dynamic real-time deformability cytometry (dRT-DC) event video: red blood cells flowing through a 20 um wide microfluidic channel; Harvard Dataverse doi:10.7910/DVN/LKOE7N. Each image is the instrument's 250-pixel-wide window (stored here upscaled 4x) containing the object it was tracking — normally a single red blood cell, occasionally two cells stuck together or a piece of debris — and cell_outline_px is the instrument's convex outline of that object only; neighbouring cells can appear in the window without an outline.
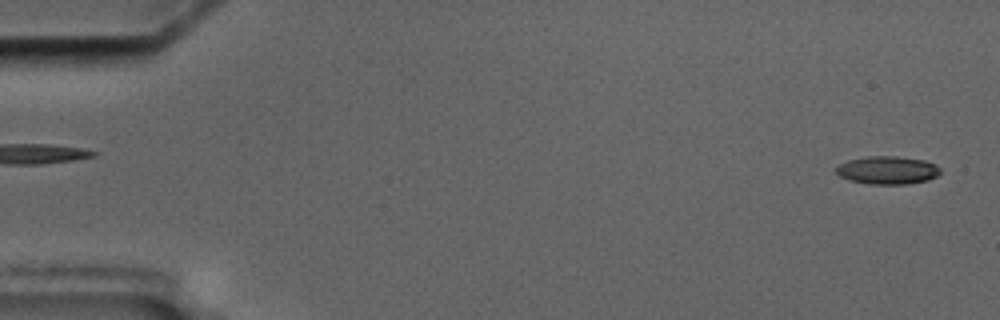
{"species": "common noctule bat (a hibernating species)", "species_latin": "Nyctalus noctula", "temperature_condition": "cold", "stored_images_in_passage": 4, "segment_of_instrument_passage": [2, 2], "camera_frame_rate_fps": 3000, "um_per_image_px": 0.085, "animal": {"sex": "male", "body_mass_g": 17.5, "forearm_length_mm": 52.3}, "frame": {"image": 1, "passage_image": 4, "time_ms": 3.333, "image_size_px": [1000, 320], "cell_outline_px": [[940, 172], [936, 176], [928, 180], [908, 184], [868, 184], [848, 180], [840, 176], [836, 172], [836, 168], [840, 164], [848, 160], [868, 156], [896, 156], [924, 160], [936, 164], [940, 168]], "centroid_in_image_um": [75.44, 14.47], "position_along_channel_um": 9.6, "area_um2": 17.05}}